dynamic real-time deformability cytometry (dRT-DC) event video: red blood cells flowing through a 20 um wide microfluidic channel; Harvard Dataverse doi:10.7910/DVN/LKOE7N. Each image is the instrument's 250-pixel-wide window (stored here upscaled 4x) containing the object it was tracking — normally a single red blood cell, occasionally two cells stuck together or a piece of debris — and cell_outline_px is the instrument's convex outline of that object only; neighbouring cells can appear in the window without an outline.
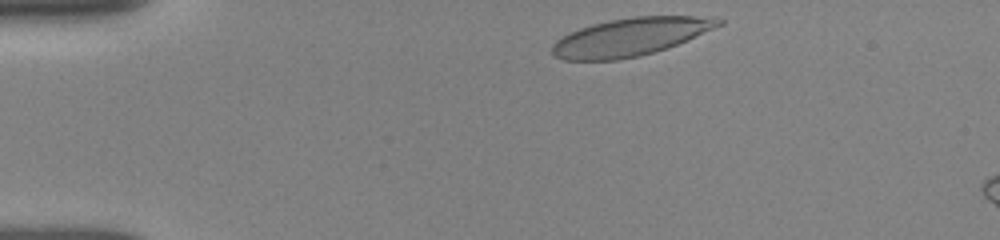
{"species": "human", "species_latin": "Homo sapiens", "temperature_condition": "room temperature", "stored_images_in_passage": 11, "camera_frame_rate_fps": 3000, "um_per_image_px": 0.085, "donor": {"sex": "female"}, "frame": {"image": 1, "passage_image": 1, "time_ms": 0.0, "image_size_px": [1000, 240], "cell_outline_px": [[724, 24], [676, 44], [640, 56], [620, 60], [564, 60], [552, 56], [552, 44], [556, 40], [580, 28], [592, 24], [608, 20], [632, 16], [716, 16], [724, 20]], "centroid_in_image_um": [53.59, 3.13], "position_along_channel_um": 31.4, "area_um2": 36.7}}
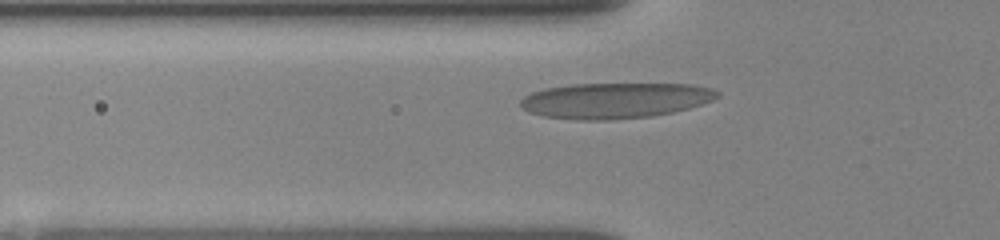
{"frame": {"image": 2, "passage_image": 7, "time_ms": 2.667, "image_size_px": [1000, 240], "cell_outline_px": [[720, 96], [712, 100], [688, 108], [672, 112], [652, 116], [608, 120], [580, 120], [544, 116], [528, 112], [520, 104], [520, 100], [524, 96], [532, 92], [548, 88], [572, 84], [692, 84], [712, 88], [720, 92]], "centroid_in_image_um": [52.3, 8.54], "position_along_channel_um": 73.5, "area_um2": 40.75}}
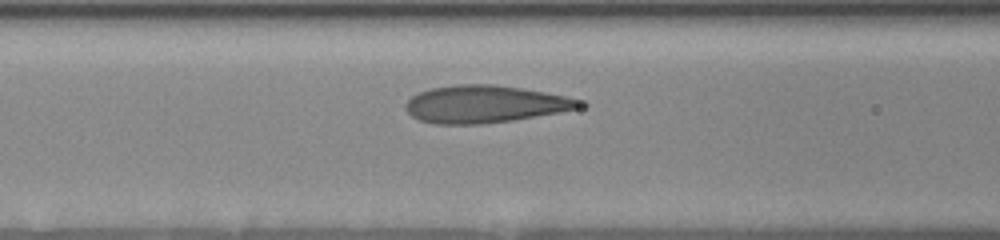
{"frame": {"image": 3, "passage_image": 10, "time_ms": 4.0, "image_size_px": [1000, 240], "cell_outline_px": [[588, 104], [580, 108], [560, 112], [512, 120], [480, 124], [436, 124], [420, 120], [412, 116], [404, 108], [404, 104], [412, 96], [420, 92], [432, 88], [456, 84], [492, 84], [524, 88], [584, 100]], "centroid_in_image_um": [41.24, 8.84], "position_along_channel_um": 125.4, "area_um2": 37.92}}